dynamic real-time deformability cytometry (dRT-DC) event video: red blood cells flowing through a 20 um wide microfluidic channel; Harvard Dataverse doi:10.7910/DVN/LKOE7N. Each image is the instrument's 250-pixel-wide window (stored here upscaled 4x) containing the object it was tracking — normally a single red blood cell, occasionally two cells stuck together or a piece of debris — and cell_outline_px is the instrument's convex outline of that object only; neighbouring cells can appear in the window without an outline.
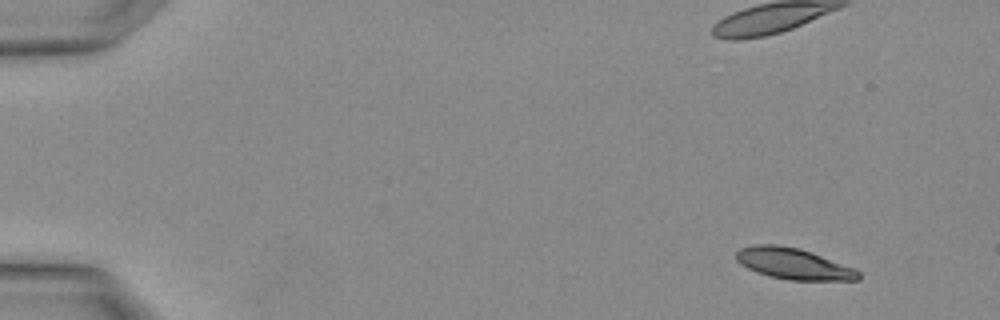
{"species": "Egyptian fruit bat (a non-hibernating species)", "species_latin": "Rousettus aegyptiacus", "temperature_condition": "warm", "stored_images_in_passage": 3, "camera_frame_rate_fps": 3000, "um_per_image_px": 0.085, "animal": {"sex": "female"}, "frame": {"image": 1, "passage_image": 1, "time_ms": 0.0, "image_size_px": [1000, 320], "cell_outline_px": [[860, 280], [788, 280], [768, 276], [756, 272], [740, 264], [736, 260], [736, 252], [740, 248], [752, 244], [780, 244], [800, 248], [812, 252], [856, 268], [860, 272]], "centroid_in_image_um": [67.44, 22.4], "position_along_channel_um": 17.6, "area_um2": 22.54}}